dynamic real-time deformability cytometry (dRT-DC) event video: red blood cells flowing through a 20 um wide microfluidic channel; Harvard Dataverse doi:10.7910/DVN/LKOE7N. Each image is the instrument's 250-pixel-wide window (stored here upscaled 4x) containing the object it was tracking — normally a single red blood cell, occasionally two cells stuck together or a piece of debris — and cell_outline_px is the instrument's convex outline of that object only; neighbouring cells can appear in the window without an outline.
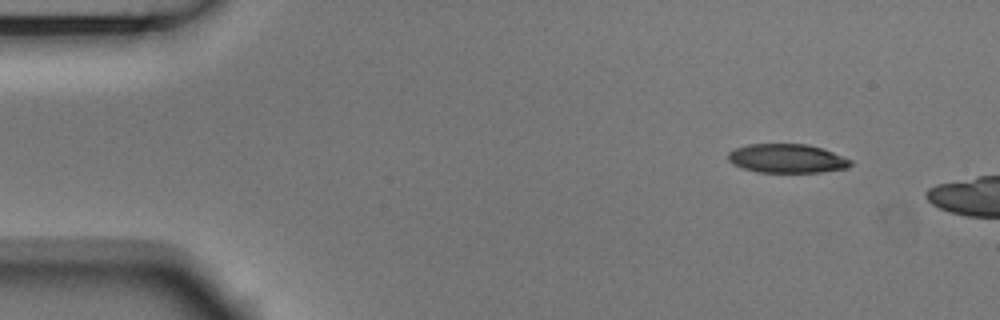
{"species": "Egyptian fruit bat (a non-hibernating species)", "species_latin": "Rousettus aegyptiacus", "temperature_condition": "room temperature", "stored_images_in_passage": 4, "camera_frame_rate_fps": 3000, "um_per_image_px": 0.085, "animal": {"sex": "male"}, "frame": {"image": 1, "passage_image": 1, "time_ms": 0.0, "image_size_px": [1000, 320], "cell_outline_px": [[852, 164], [848, 168], [820, 172], [760, 172], [744, 168], [732, 164], [728, 160], [728, 152], [736, 148], [748, 144], [808, 144], [832, 152], [852, 160]], "centroid_in_image_um": [66.89, 13.47], "position_along_channel_um": 18.1, "area_um2": 20.52}}